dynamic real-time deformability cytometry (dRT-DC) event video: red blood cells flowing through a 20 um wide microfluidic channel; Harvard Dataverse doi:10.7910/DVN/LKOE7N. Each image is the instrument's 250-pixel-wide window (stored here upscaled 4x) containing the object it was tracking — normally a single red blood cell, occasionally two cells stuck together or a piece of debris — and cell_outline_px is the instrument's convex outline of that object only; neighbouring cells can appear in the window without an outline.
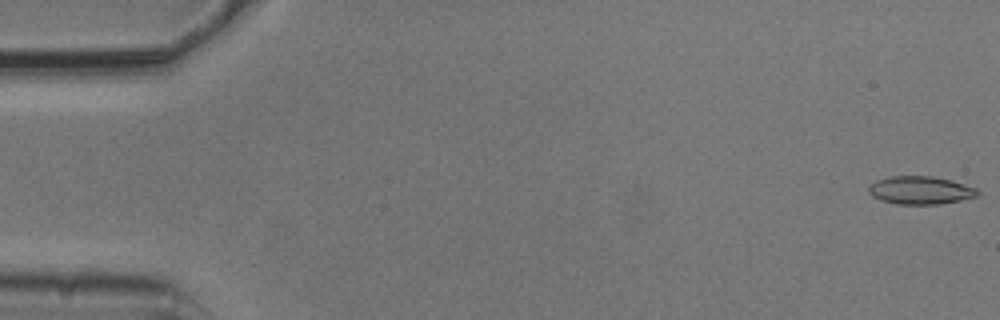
{"species": "common noctule bat (a hibernating species)", "species_latin": "Nyctalus noctula", "temperature_condition": "cold", "stored_images_in_passage": 2, "camera_frame_rate_fps": 3000, "um_per_image_px": 0.085, "animal": {"sex": "male", "body_mass_g": 20.5, "forearm_length_mm": 52.5}, "frame": {"image": 1, "passage_image": 1, "time_ms": 0.0, "image_size_px": [1000, 320], "cell_outline_px": [[980, 192], [976, 196], [960, 200], [940, 204], [896, 204], [880, 200], [872, 196], [868, 192], [868, 188], [876, 180], [892, 176], [932, 176], [952, 180], [976, 188]], "centroid_in_image_um": [78.22, 16.17], "position_along_channel_um": 6.8, "area_um2": 17.74}}